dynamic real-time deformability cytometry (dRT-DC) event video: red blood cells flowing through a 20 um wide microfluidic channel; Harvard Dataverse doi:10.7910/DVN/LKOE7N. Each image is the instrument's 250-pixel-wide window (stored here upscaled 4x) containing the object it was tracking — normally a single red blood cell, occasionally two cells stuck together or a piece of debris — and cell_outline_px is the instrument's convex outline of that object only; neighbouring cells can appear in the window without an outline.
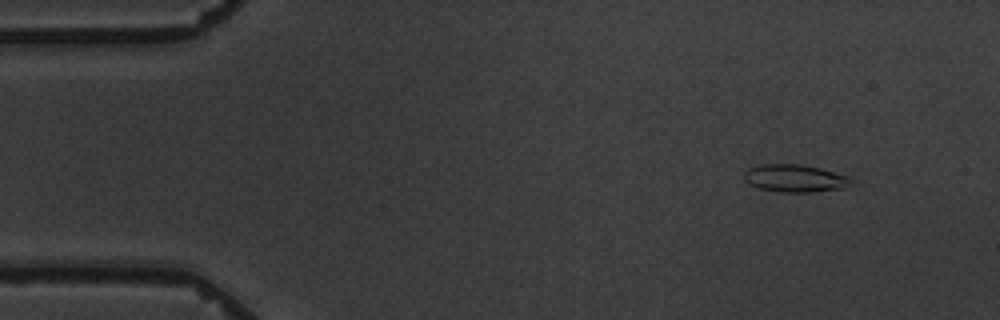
{"species": "common noctule bat (a hibernating species)", "species_latin": "Nyctalus noctula", "temperature_condition": "warm", "stored_images_in_passage": 5, "camera_frame_rate_fps": 3000, "um_per_image_px": 0.085, "animal": {"sex": "male", "body_mass_g": 19.5, "forearm_length_mm": 54.6}, "frame": {"image": 1, "passage_image": 2, "time_ms": 1.0, "image_size_px": [1000, 320], "cell_outline_px": [[852, 180], [844, 188], [812, 192], [780, 192], [760, 188], [748, 184], [744, 180], [744, 172], [748, 168], [764, 164], [800, 164], [820, 168], [848, 176]], "centroid_in_image_um": [67.53, 15.15], "position_along_channel_um": 17.5, "area_um2": 17.11}}